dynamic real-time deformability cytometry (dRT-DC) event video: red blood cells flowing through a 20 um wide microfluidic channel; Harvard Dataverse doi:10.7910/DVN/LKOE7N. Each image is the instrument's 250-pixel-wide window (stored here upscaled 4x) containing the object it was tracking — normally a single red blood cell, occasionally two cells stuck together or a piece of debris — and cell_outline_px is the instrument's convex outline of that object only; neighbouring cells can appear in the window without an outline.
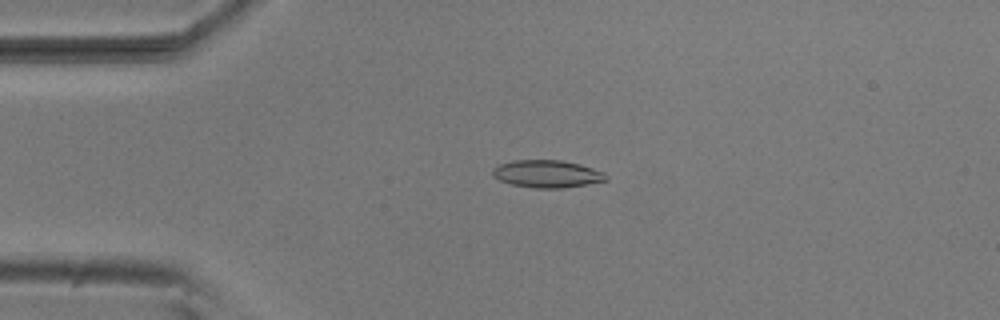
{"species": "common noctule bat (a hibernating species)", "species_latin": "Nyctalus noctula", "temperature_condition": "room temperature", "stored_images_in_passage": 35, "camera_frame_rate_fps": 3000, "um_per_image_px": 0.085, "animal": {"sex": "male", "body_mass_g": 20.5, "forearm_length_mm": 52.5}, "frame": {"image": 1, "passage_image": 3, "time_ms": 0.667, "image_size_px": [1000, 320], "cell_outline_px": [[608, 180], [588, 184], [564, 188], [536, 188], [512, 184], [500, 180], [492, 176], [492, 168], [500, 164], [512, 160], [560, 160], [580, 164], [604, 172], [608, 176]], "centroid_in_image_um": [46.51, 14.78], "position_along_channel_um": 38.5, "area_um2": 18.21}}
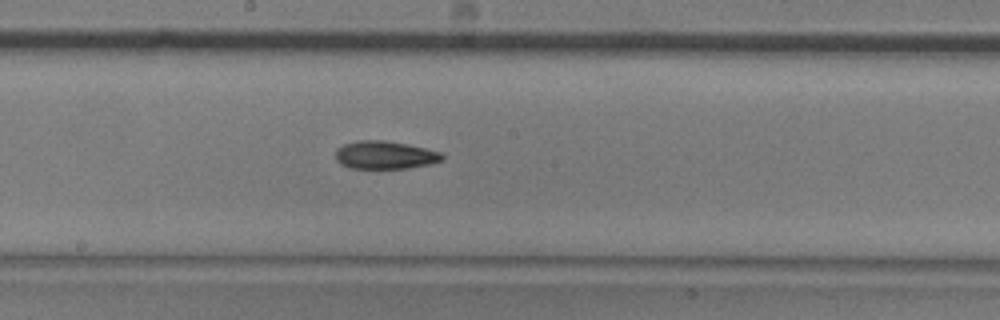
{"frame": {"image": 2, "passage_image": 19, "time_ms": 6.0, "image_size_px": [1000, 320], "cell_outline_px": [[444, 160], [432, 164], [408, 168], [348, 168], [340, 164], [336, 160], [336, 148], [344, 144], [356, 140], [384, 140], [408, 144], [440, 152], [444, 156]], "centroid_in_image_um": [32.71, 13.18], "position_along_channel_um": 215.5, "area_um2": 17.57}}
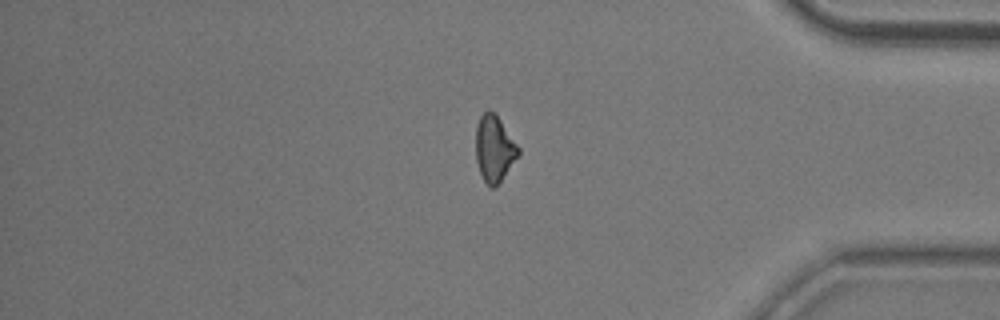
{"frame": {"image": 3, "passage_image": 35, "time_ms": 11.333, "image_size_px": [1000, 320], "cell_outline_px": [[520, 152], [496, 188], [488, 188], [480, 172], [476, 160], [476, 124], [480, 116], [488, 108], [500, 120], [520, 148]], "centroid_in_image_um": [42.0, 12.65], "position_along_channel_um": 393.2, "area_um2": 16.36}, "authors_computed_cell_mechanics": {"area_um2": 17.34, "velocity_mm_per_s": 3.827, "shape_relaxation_time_tau1_ms": 8.2345, "shape_relaxation_time_tau2_ms": null, "deformation_change_tau1": 0.1801, "deformation_change_tau2": null}}